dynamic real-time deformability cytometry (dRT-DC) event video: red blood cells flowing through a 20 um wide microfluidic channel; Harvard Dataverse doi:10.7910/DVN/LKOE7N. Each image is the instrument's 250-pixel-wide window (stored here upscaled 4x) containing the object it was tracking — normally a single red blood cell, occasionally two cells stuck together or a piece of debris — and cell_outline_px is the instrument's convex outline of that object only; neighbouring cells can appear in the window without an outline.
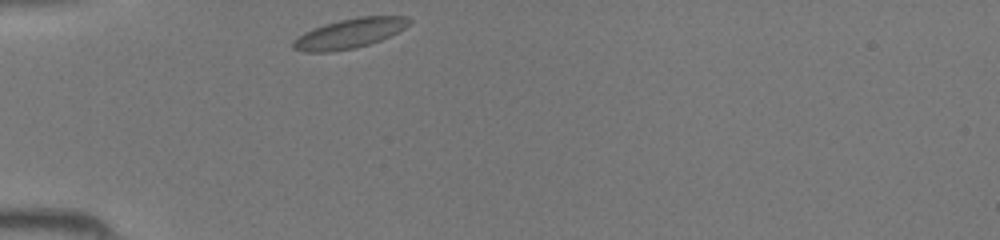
{"species": "common noctule bat (a hibernating species)", "species_latin": "Nyctalus noctula", "temperature_condition": "room temperature", "stored_images_in_passage": 26, "camera_frame_rate_fps": 3000, "um_per_image_px": 0.085, "animal": {"sex": "female", "body_mass_g": 19.5, "forearm_length_mm": 54.1}, "frame": {"image": 1, "passage_image": 1, "time_ms": 0.0, "image_size_px": [1000, 240], "cell_outline_px": [[412, 24], [380, 40], [368, 44], [352, 48], [328, 52], [304, 52], [292, 48], [292, 40], [304, 32], [324, 24], [356, 16], [408, 16], [412, 20]], "centroid_in_image_um": [29.7, 2.82], "position_along_channel_um": 55.3, "area_um2": 20.06}}
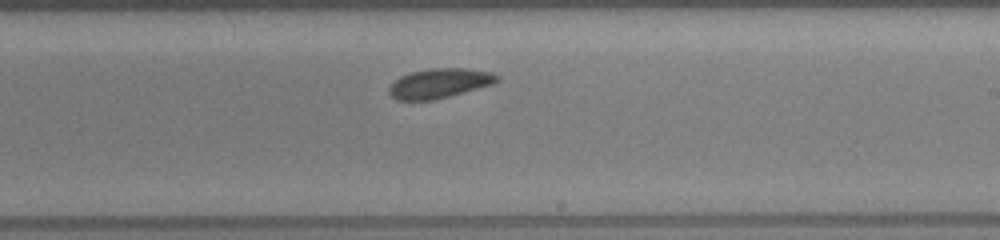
{"frame": {"image": 2, "passage_image": 15, "time_ms": 4.667, "image_size_px": [1000, 240], "cell_outline_px": [[500, 80], [492, 84], [448, 96], [432, 100], [396, 100], [388, 92], [388, 88], [400, 76], [408, 72], [432, 68], [464, 68], [492, 72], [500, 76]], "centroid_in_image_um": [37.34, 7.06], "position_along_channel_um": 251.7, "area_um2": 18.55}}
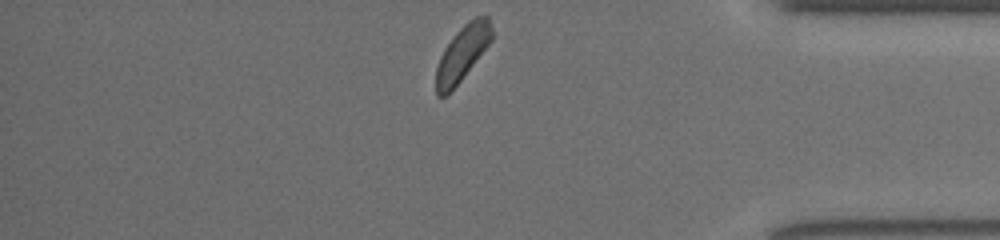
{"frame": {"image": 3, "passage_image": 26, "time_ms": 8.333, "image_size_px": [1000, 240], "cell_outline_px": [[496, 36], [460, 80], [444, 96], [436, 96], [436, 68], [440, 56], [444, 48], [456, 32], [468, 20], [476, 16], [488, 16]], "centroid_in_image_um": [39.34, 4.46], "position_along_channel_um": 395.9, "area_um2": 17.86}}